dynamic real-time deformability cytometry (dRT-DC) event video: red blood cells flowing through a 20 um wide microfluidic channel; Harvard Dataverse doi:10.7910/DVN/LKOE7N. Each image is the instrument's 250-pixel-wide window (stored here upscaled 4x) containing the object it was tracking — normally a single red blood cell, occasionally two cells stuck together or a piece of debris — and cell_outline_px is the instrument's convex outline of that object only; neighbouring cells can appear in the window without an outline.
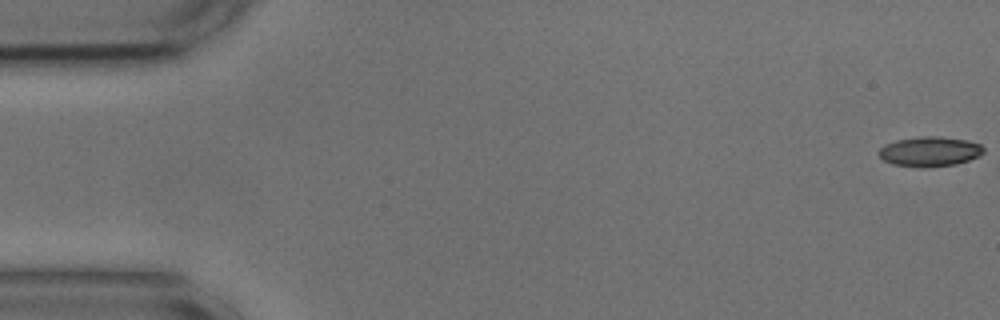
{"species": "common noctule bat (a hibernating species)", "species_latin": "Nyctalus noctula", "temperature_condition": "cold", "stored_images_in_passage": 27, "camera_frame_rate_fps": 3000, "um_per_image_px": 0.085, "animal": {"sex": "male", "body_mass_g": 17.9, "forearm_length_mm": 54.2}, "frame": {"image": 1, "passage_image": 1, "time_ms": 0.0, "image_size_px": [1000, 320], "cell_outline_px": [[984, 152], [980, 156], [956, 164], [924, 168], [920, 168], [892, 164], [884, 160], [880, 156], [880, 148], [884, 144], [896, 140], [924, 136], [940, 136], [964, 140], [980, 144], [984, 148]], "centroid_in_image_um": [79.03, 12.89], "position_along_channel_um": 6.0, "area_um2": 18.21}}
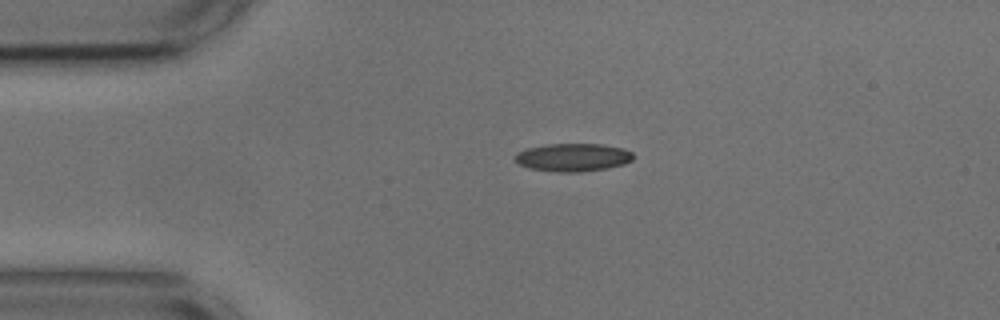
{"frame": {"image": 2, "passage_image": 12, "time_ms": 3.667, "image_size_px": [1000, 320], "cell_outline_px": [[636, 156], [632, 160], [624, 164], [608, 168], [580, 172], [556, 172], [528, 168], [520, 164], [512, 156], [516, 152], [528, 148], [548, 144], [600, 144], [624, 148], [632, 152]], "centroid_in_image_um": [48.71, 13.38], "position_along_channel_um": 36.3, "area_um2": 19.48}}
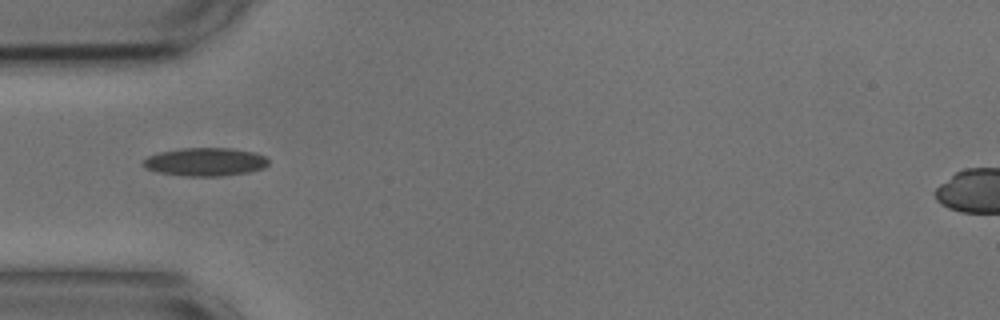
{"frame": {"image": 3, "passage_image": 17, "time_ms": 5.333, "image_size_px": [1000, 320], "cell_outline_px": [[268, 164], [264, 168], [248, 172], [220, 176], [188, 176], [156, 172], [144, 168], [144, 160], [148, 156], [160, 152], [184, 148], [232, 148], [256, 152], [268, 156]], "centroid_in_image_um": [17.49, 13.75], "position_along_channel_um": 67.5, "area_um2": 20.69}}